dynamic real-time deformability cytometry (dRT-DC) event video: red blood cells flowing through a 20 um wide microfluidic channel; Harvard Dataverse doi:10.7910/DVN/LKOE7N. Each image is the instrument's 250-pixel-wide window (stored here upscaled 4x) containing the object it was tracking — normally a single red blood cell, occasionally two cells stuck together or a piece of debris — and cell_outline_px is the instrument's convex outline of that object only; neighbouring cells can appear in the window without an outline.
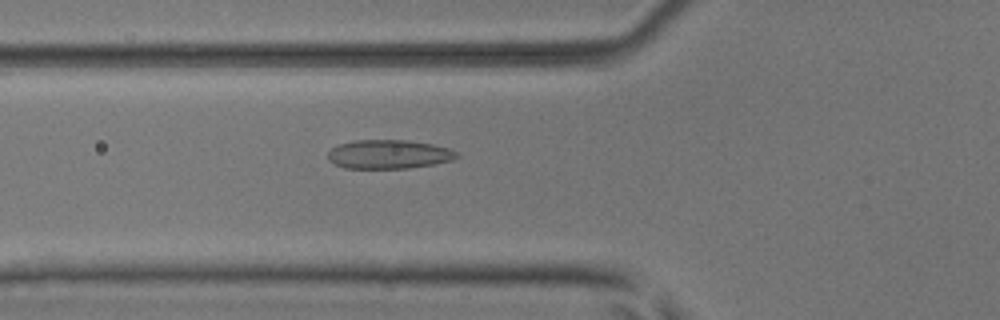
{"species": "common noctule bat (a hibernating species)", "species_latin": "Nyctalus noctula", "temperature_condition": "room temperature", "stored_images_in_passage": 51, "camera_frame_rate_fps": 3000, "um_per_image_px": 0.085, "animal": {"sex": "male", "body_mass_g": 17.9, "forearm_length_mm": 54.2}, "frame": {"image": 1, "passage_image": 18, "time_ms": 5.667, "image_size_px": [1000, 320], "cell_outline_px": [[460, 156], [452, 160], [432, 164], [408, 168], [344, 168], [328, 160], [328, 152], [332, 148], [340, 144], [356, 140], [408, 140], [432, 144], [448, 148], [456, 152]], "centroid_in_image_um": [33.04, 13.11], "position_along_channel_um": 92.8, "area_um2": 21.56}}
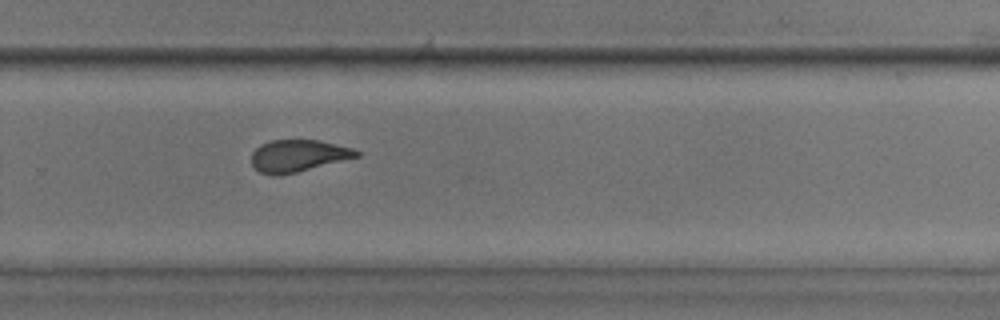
{"frame": {"image": 2, "passage_image": 34, "time_ms": 11.0, "image_size_px": [1000, 320], "cell_outline_px": [[360, 156], [280, 176], [272, 176], [260, 172], [252, 164], [252, 152], [260, 144], [272, 140], [320, 140], [352, 148], [360, 152]], "centroid_in_image_um": [25.32, 13.24], "position_along_channel_um": 304.5, "area_um2": 19.54}}
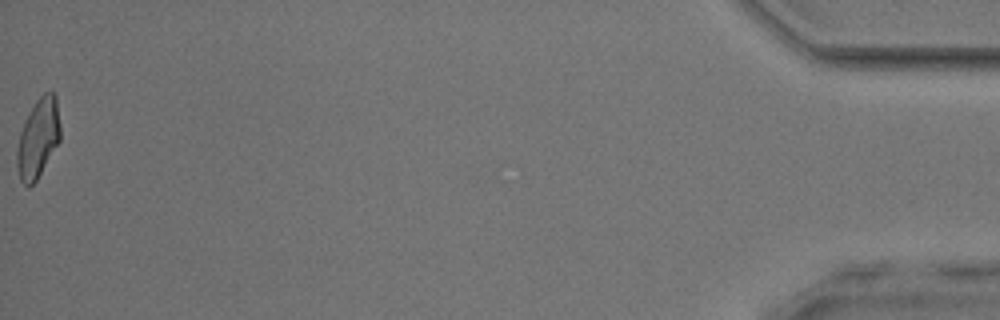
{"frame": {"image": 3, "passage_image": 51, "time_ms": 16.667, "image_size_px": [1000, 320], "cell_outline_px": [[60, 140], [36, 180], [28, 188], [20, 180], [16, 164], [16, 148], [20, 132], [36, 100], [44, 92], [52, 92], [56, 96], [60, 124]], "centroid_in_image_um": [3.23, 11.76], "position_along_channel_um": 432.0, "area_um2": 19.77}, "authors_computed_cell_mechanics": {"area_um2": 20.4612, "velocity_mm_per_s": 3.9814, "shape_relaxation_time_tau1_ms": 7.0282, "shape_relaxation_time_tau2_ms": 1.5782, "deformation_change_tau1": 0.1622, "deformation_change_tau2": 0.0887}}